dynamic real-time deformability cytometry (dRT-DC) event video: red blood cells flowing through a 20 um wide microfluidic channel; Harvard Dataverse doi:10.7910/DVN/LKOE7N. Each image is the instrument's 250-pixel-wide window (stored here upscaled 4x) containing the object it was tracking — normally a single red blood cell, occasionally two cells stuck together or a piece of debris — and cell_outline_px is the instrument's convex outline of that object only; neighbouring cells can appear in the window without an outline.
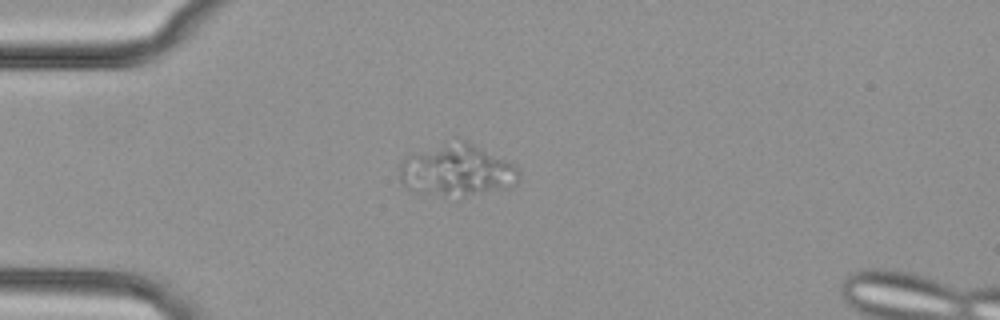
{"species": "common noctule bat (a hibernating species)", "species_latin": "Nyctalus noctula", "temperature_condition": "cold", "stored_images_in_passage": 40, "camera_frame_rate_fps": 3000, "um_per_image_px": 0.085, "animal": {"sex": "female", "body_mass_g": 29.2, "forearm_length_mm": 56.3}, "frame": {"image": 1, "passage_image": 1, "time_ms": 0.0, "image_size_px": [1000, 320], "cell_outline_px": [[520, 176], [516, 184], [504, 188], [464, 196], [444, 196], [412, 192], [400, 180], [400, 164], [404, 160], [456, 136], [468, 140], [516, 164], [520, 172]], "centroid_in_image_um": [38.89, 14.45], "position_along_channel_um": 46.1, "area_um2": 36.3}}
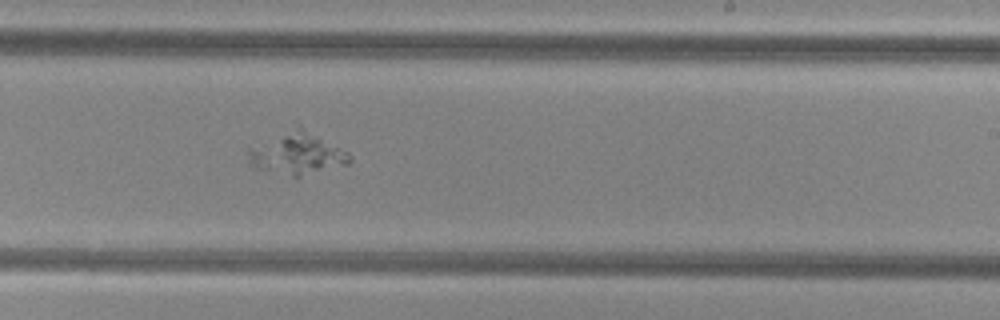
{"frame": {"image": 2, "passage_image": 19, "time_ms": 6.0, "image_size_px": [1000, 320], "cell_outline_px": [[352, 160], [348, 164], [296, 180], [256, 168], [248, 160], [248, 148], [300, 124], [348, 152], [352, 156]], "centroid_in_image_um": [25.29, 13.1], "position_along_channel_um": 263.7, "area_um2": 25.66}}
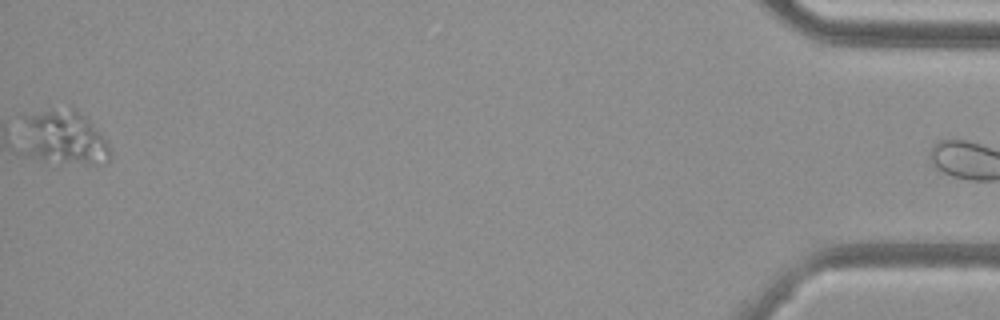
{"frame": {"image": 3, "passage_image": 39, "time_ms": 12.667, "image_size_px": [1000, 320], "cell_outline_px": [[112, 160], [92, 164], [56, 168], [28, 152], [20, 116], [52, 108], [72, 104], [108, 140], [112, 152]], "centroid_in_image_um": [5.49, 11.72], "position_along_channel_um": 429.7, "area_um2": 29.54}}